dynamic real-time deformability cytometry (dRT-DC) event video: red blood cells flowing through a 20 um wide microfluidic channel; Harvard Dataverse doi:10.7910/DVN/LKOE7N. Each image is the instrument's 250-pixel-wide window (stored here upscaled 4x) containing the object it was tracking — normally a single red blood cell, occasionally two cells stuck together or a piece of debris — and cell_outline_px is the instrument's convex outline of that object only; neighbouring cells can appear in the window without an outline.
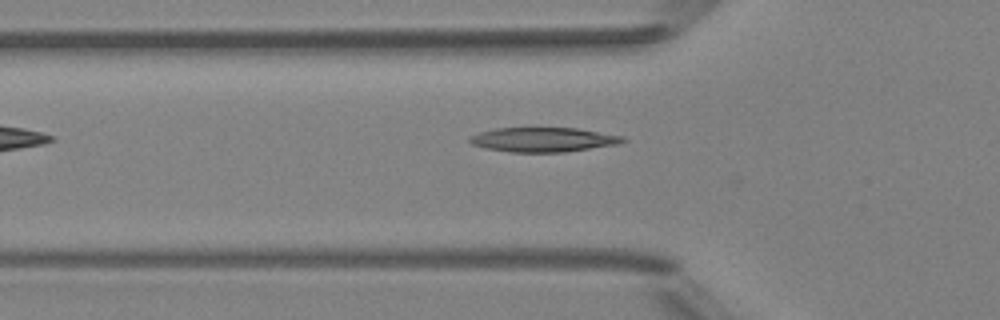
{"species": "Egyptian fruit bat (a non-hibernating species)", "species_latin": "Rousettus aegyptiacus", "temperature_condition": "room temperature", "stored_images_in_passage": 2, "camera_frame_rate_fps": 3000, "um_per_image_px": 0.085, "animal": {"sex": "female"}, "frame": {"image": 1, "passage_image": 2, "time_ms": 1.333, "image_size_px": [1000, 320], "cell_outline_px": [[628, 140], [620, 144], [564, 152], [512, 152], [488, 148], [472, 144], [468, 140], [468, 136], [480, 132], [496, 128], [576, 128], [624, 136]], "centroid_in_image_um": [46.21, 11.87], "position_along_channel_um": 79.6, "area_um2": 21.79}}